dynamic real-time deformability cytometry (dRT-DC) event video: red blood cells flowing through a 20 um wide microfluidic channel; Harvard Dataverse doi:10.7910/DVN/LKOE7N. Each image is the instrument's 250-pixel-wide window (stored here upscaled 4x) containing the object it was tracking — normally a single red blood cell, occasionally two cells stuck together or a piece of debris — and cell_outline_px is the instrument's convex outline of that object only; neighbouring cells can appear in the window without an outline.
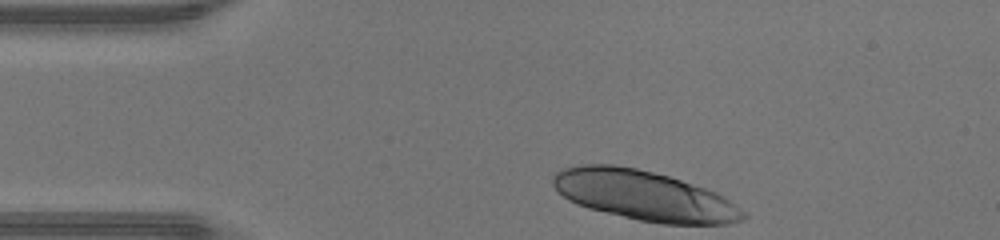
{"species": "human", "species_latin": "Homo sapiens", "temperature_condition": "warm", "stored_images_in_passage": 12, "camera_frame_rate_fps": 3000, "um_per_image_px": 0.085, "donor": {"sex": "male"}, "frame": {"image": 1, "passage_image": 1, "time_ms": 0.0, "image_size_px": [1000, 240], "cell_outline_px": [[748, 216], [740, 220], [728, 224], [664, 224], [640, 220], [588, 208], [576, 204], [568, 200], [556, 192], [552, 184], [552, 176], [556, 172], [564, 168], [580, 164], [616, 164], [636, 168], [668, 176], [716, 192], [724, 196], [740, 208]], "centroid_in_image_um": [54.7, 16.61], "position_along_channel_um": 30.3, "area_um2": 55.2}}